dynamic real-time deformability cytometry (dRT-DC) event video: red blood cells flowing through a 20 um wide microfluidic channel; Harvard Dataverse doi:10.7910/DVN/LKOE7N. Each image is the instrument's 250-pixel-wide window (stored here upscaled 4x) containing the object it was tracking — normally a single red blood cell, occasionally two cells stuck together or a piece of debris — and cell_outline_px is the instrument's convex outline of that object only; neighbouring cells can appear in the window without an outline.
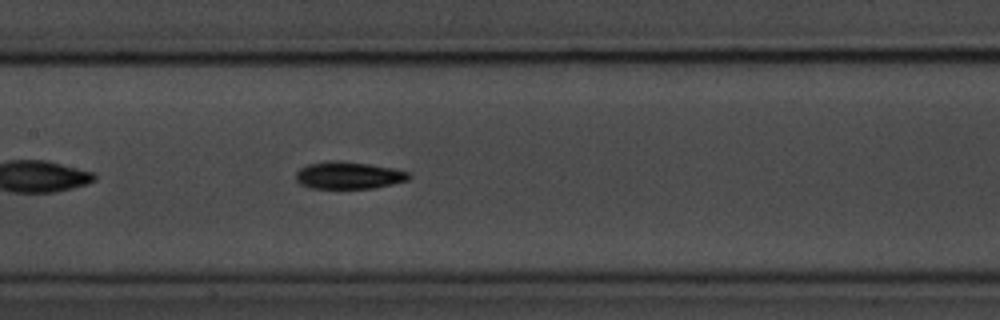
{"species": "common noctule bat (a hibernating species)", "species_latin": "Nyctalus noctula", "temperature_condition": "room temperature", "stored_images_in_passage": 41, "camera_frame_rate_fps": 3000, "um_per_image_px": 0.085, "animal": {"sex": "male", "body_mass_g": 20.1, "forearm_length_mm": 53.5}, "frame": {"image": 1, "passage_image": 12, "time_ms": 3.667, "image_size_px": [1000, 320], "cell_outline_px": [[412, 176], [408, 180], [376, 188], [308, 188], [300, 184], [296, 180], [296, 172], [300, 168], [308, 164], [328, 160], [336, 160], [368, 164], [392, 168], [412, 172]], "centroid_in_image_um": [29.64, 14.9], "position_along_channel_um": 177.8, "area_um2": 18.09}}
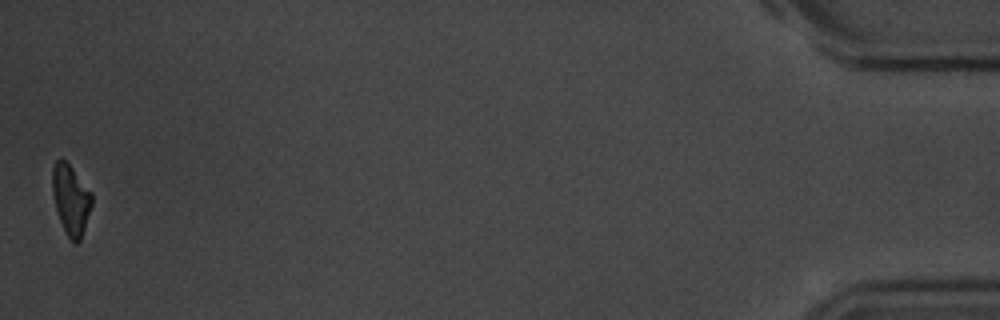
{"frame": {"image": 2, "passage_image": 41, "time_ms": 13.333, "image_size_px": [1000, 320], "cell_outline_px": [[92, 204], [80, 240], [76, 244], [72, 244], [60, 220], [56, 208], [52, 192], [52, 168], [56, 160], [64, 160], [72, 168], [92, 192]], "centroid_in_image_um": [6.02, 16.97], "position_along_channel_um": 429.2, "area_um2": 15.9}, "authors_computed_cell_mechanics": {"area_um2": 17.3978, "velocity_mm_per_s": 3.5877, "shape_relaxation_time_tau1_ms": 2.6777, "shape_relaxation_time_tau2_ms": 5.1257, "deformation_change_tau1": 0.126, "deformation_change_tau2": 0.127}}